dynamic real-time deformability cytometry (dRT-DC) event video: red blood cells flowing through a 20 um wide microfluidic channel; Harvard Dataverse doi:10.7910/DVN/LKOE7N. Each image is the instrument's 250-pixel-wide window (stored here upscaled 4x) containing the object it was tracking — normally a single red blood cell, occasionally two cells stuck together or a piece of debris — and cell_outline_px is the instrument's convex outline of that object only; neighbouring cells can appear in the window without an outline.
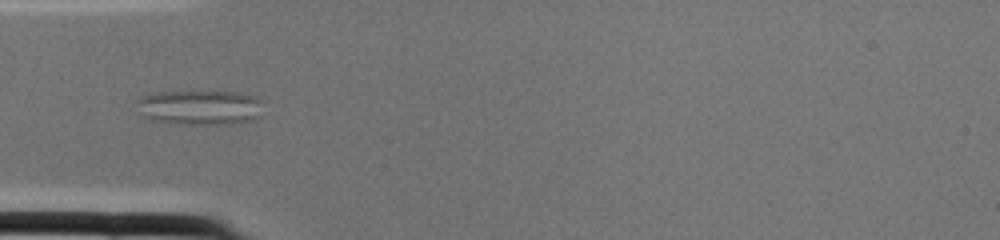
{"species": "common noctule bat (a hibernating species)", "species_latin": "Nyctalus noctula", "temperature_condition": "cold", "stored_images_in_passage": 1, "camera_frame_rate_fps": 3000, "um_per_image_px": 0.085, "animal": {"sex": "female", "body_mass_g": 22.0, "forearm_length_mm": 56.7}, "frame": {"image": 1, "passage_image": 1, "time_ms": 0.0, "image_size_px": [1000, 240], "cell_outline_px": [[260, 116], [252, 120], [232, 124], [176, 124], [148, 120], [136, 112], [132, 100], [140, 96], [152, 92], [236, 92], [252, 96], [260, 100]], "centroid_in_image_um": [16.82, 9.14], "position_along_channel_um": 68.2, "area_um2": 26.24}}